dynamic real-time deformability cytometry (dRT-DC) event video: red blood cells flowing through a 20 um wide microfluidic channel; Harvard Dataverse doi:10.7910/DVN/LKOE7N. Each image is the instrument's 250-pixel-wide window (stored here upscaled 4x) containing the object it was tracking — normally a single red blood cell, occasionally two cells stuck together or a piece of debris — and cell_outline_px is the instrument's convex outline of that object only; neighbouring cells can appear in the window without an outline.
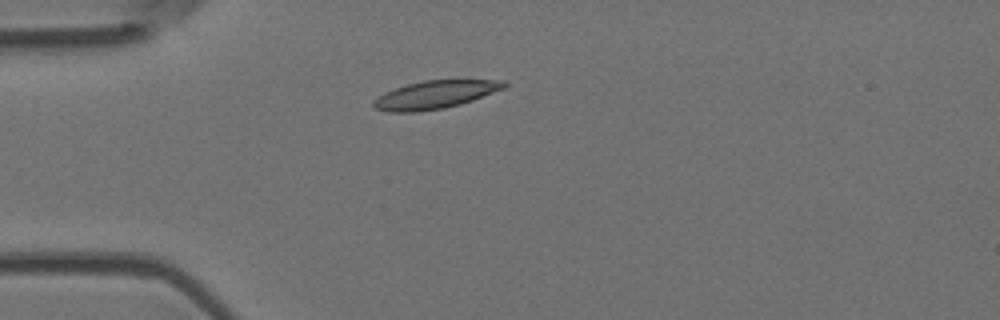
{"species": "Egyptian fruit bat (a non-hibernating species)", "species_latin": "Rousettus aegyptiacus", "temperature_condition": "room temperature", "stored_images_in_passage": 4, "camera_frame_rate_fps": 3000, "um_per_image_px": 0.085, "animal": {"sex": "female"}, "frame": {"image": 1, "passage_image": 3, "time_ms": 0.667, "image_size_px": [1000, 320], "cell_outline_px": [[508, 84], [504, 88], [472, 100], [460, 104], [444, 108], [416, 112], [388, 112], [376, 108], [372, 104], [372, 100], [396, 88], [408, 84], [424, 80], [504, 80]], "centroid_in_image_um": [36.99, 8.05], "position_along_channel_um": 48.0, "area_um2": 20.98}}